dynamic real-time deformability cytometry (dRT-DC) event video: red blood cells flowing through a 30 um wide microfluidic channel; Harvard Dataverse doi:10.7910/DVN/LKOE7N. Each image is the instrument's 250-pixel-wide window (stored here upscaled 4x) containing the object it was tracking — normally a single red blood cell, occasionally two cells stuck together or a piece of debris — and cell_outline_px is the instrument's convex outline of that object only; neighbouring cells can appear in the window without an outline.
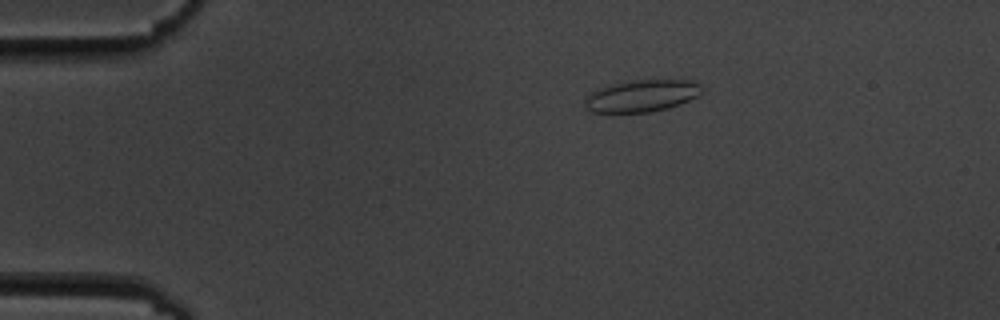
{"species": "common noctule bat (a hibernating species)", "species_latin": "Nyctalus noctula", "temperature_condition": "cold", "stored_images_in_passage": 4, "camera_frame_rate_fps": 3000, "um_per_image_px": 0.085, "animal": {"sex": "male", "body_mass_g": 19.5, "forearm_length_mm": 54.6}, "frame": {"image": 1, "passage_image": 3, "time_ms": 2.333, "image_size_px": [1000, 320], "cell_outline_px": [[700, 92], [696, 96], [680, 104], [668, 108], [648, 112], [592, 112], [584, 104], [584, 100], [596, 88], [612, 84], [632, 80], [692, 80], [700, 84]], "centroid_in_image_um": [54.52, 8.14], "position_along_channel_um": 30.5, "area_um2": 21.56}}